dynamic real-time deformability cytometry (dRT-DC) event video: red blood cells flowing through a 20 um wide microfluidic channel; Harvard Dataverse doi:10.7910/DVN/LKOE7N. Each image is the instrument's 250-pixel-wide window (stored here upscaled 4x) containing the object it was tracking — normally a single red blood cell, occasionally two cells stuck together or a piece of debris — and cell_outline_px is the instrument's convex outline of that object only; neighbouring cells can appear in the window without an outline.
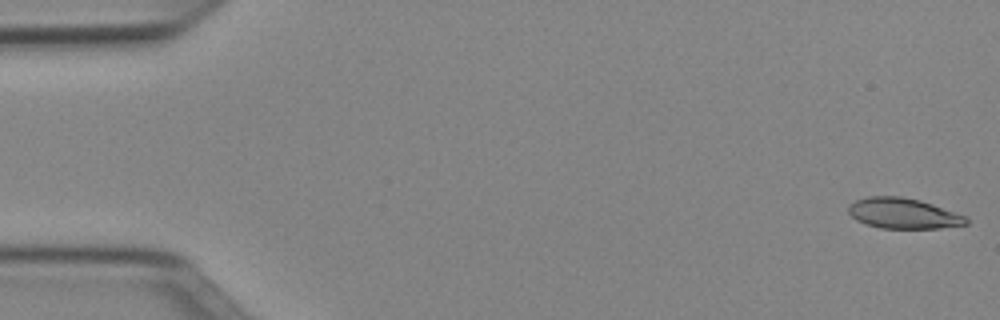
{"species": "Egyptian fruit bat (a non-hibernating species)", "species_latin": "Rousettus aegyptiacus", "temperature_condition": "cold", "stored_images_in_passage": 51, "camera_frame_rate_fps": 3000, "um_per_image_px": 0.085, "animal": {"sex": "female"}, "frame": {"image": 1, "passage_image": 1, "time_ms": 0.0, "image_size_px": [1000, 320], "cell_outline_px": [[968, 224], [940, 228], [880, 228], [864, 224], [856, 220], [848, 212], [848, 204], [856, 200], [868, 196], [900, 196], [920, 200], [932, 204], [964, 216], [968, 220]], "centroid_in_image_um": [76.72, 18.14], "position_along_channel_um": 8.3, "area_um2": 20.87}}
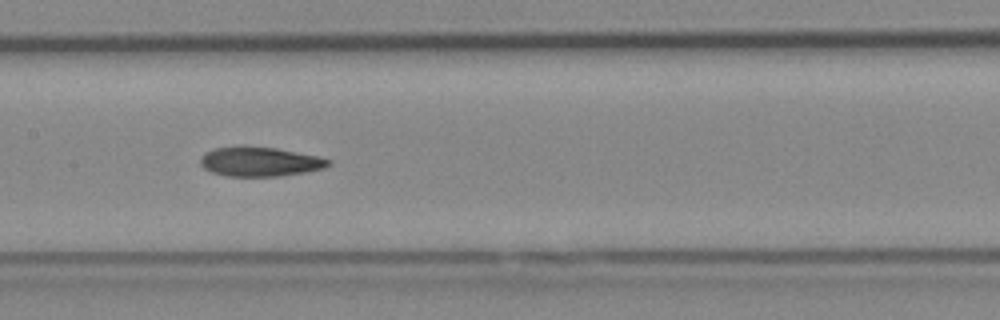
{"frame": {"image": 2, "passage_image": 25, "time_ms": 8.0, "image_size_px": [1000, 320], "cell_outline_px": [[332, 164], [324, 168], [304, 172], [280, 176], [228, 176], [212, 172], [204, 168], [200, 164], [200, 156], [204, 152], [212, 148], [276, 148], [320, 156], [332, 160]], "centroid_in_image_um": [22.13, 13.76], "position_along_channel_um": 185.3, "area_um2": 21.62}}
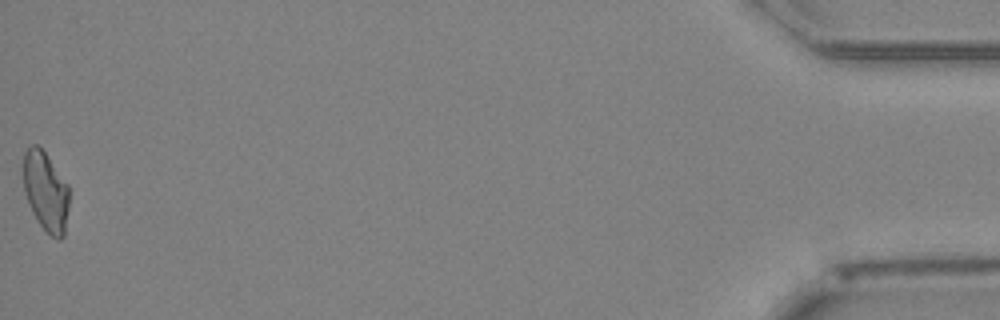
{"frame": {"image": 3, "passage_image": 51, "time_ms": 16.667, "image_size_px": [1000, 320], "cell_outline_px": [[68, 208], [64, 236], [60, 240], [56, 240], [36, 220], [28, 204], [24, 192], [20, 168], [24, 152], [32, 144], [36, 144], [44, 152], [68, 184]], "centroid_in_image_um": [3.83, 16.25], "position_along_channel_um": 431.4, "area_um2": 21.62}, "authors_computed_cell_mechanics": {"area_um2": 21.7328, "velocity_mm_per_s": 3.9715, "shape_relaxation_time_tau1_ms": null, "shape_relaxation_time_tau2_ms": 5.341, "deformation_change_tau1": null, "deformation_change_tau2": 0.1293}}